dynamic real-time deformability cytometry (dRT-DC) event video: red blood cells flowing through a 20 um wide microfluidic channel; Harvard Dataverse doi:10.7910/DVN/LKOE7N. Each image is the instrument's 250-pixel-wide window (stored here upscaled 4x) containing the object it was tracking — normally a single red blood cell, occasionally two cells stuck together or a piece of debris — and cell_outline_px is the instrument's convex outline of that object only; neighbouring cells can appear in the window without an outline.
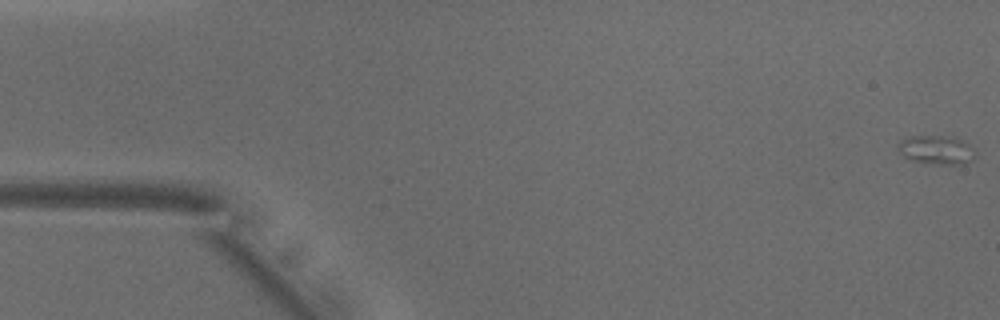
{"species": "common noctule bat (a hibernating species)", "species_latin": "Nyctalus noctula", "temperature_condition": "warm", "stored_images_in_passage": 8, "camera_frame_rate_fps": 3000, "um_per_image_px": 0.085, "animal": {"sex": "male", "body_mass_g": 18.8}, "frame": {"image": 1, "passage_image": 1, "time_ms": 0.0, "image_size_px": [1000, 320], "cell_outline_px": [[976, 156], [972, 160], [964, 164], [940, 164], [912, 160], [904, 156], [896, 148], [900, 140], [912, 136], [940, 136], [960, 140], [972, 148], [976, 152]], "centroid_in_image_um": [79.58, 12.75], "position_along_channel_um": 5.4, "area_um2": 12.66}}